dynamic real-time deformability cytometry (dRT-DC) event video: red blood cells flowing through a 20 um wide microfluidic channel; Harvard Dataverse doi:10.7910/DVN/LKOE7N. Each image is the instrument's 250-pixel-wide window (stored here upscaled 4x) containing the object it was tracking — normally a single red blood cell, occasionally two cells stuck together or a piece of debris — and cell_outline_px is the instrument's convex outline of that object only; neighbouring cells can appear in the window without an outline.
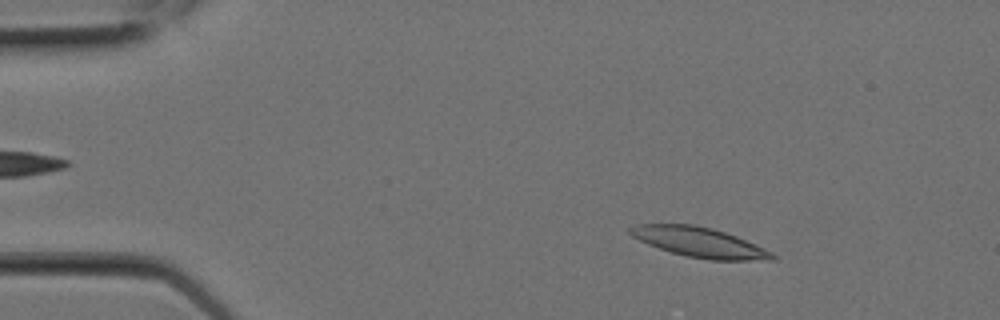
{"species": "Egyptian fruit bat (a non-hibernating species)", "species_latin": "Rousettus aegyptiacus", "temperature_condition": "room temperature", "stored_images_in_passage": 6, "camera_frame_rate_fps": 3000, "um_per_image_px": 0.085, "animal": {"sex": "female"}, "frame": {"image": 1, "passage_image": 2, "time_ms": 0.333, "image_size_px": [1000, 320], "cell_outline_px": [[776, 260], [708, 260], [684, 256], [648, 244], [632, 236], [628, 232], [628, 228], [636, 224], [696, 224], [712, 228], [736, 236], [764, 248], [772, 252], [776, 256]], "centroid_in_image_um": [59.45, 20.59], "position_along_channel_um": 25.5, "area_um2": 24.74}}
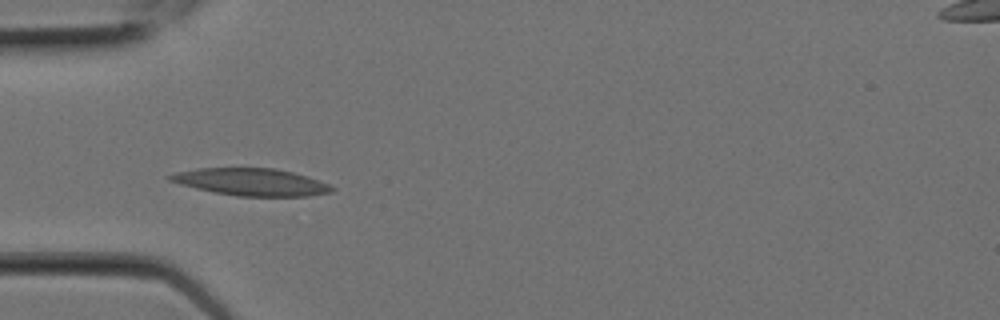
{"frame": {"image": 2, "passage_image": 5, "time_ms": 1.333, "image_size_px": [1000, 320], "cell_outline_px": [[336, 188], [332, 192], [308, 196], [236, 196], [196, 188], [180, 184], [168, 180], [164, 176], [176, 172], [196, 168], [276, 168], [308, 176], [328, 184]], "centroid_in_image_um": [21.34, 15.46], "position_along_channel_um": 63.7, "area_um2": 25.72}}
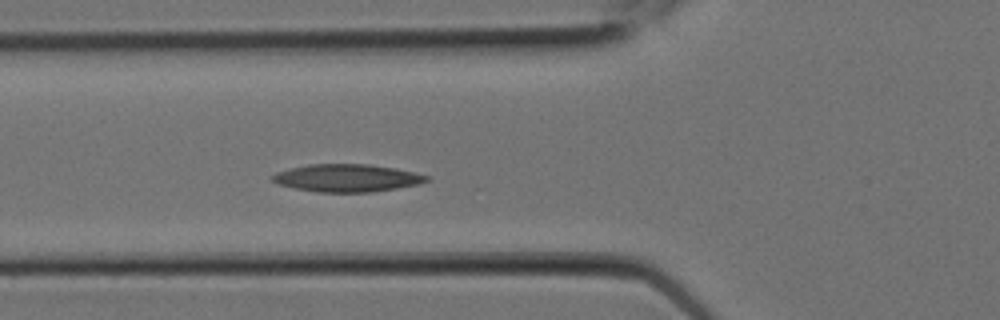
{"frame": {"image": 3, "passage_image": 6, "time_ms": 1.667, "image_size_px": [1000, 320], "cell_outline_px": [[428, 180], [420, 184], [372, 192], [316, 192], [296, 188], [280, 184], [272, 180], [272, 176], [276, 172], [308, 164], [368, 164], [396, 168], [428, 176]], "centroid_in_image_um": [29.5, 15.13], "position_along_channel_um": 96.3, "area_um2": 24.57}}